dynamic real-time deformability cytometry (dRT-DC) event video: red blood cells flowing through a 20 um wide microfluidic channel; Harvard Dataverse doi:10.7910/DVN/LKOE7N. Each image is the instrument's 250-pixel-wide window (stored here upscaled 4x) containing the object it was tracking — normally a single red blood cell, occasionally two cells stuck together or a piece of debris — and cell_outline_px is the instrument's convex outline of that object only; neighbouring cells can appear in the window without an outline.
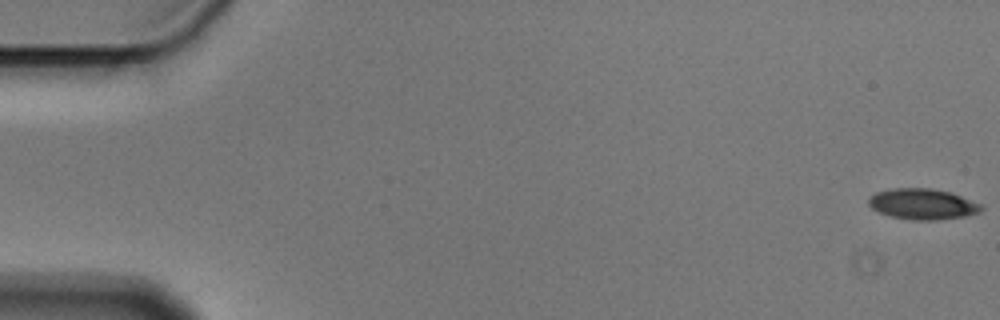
{"species": "Egyptian fruit bat (a non-hibernating species)", "species_latin": "Rousettus aegyptiacus", "temperature_condition": "cold", "stored_images_in_passage": 4, "camera_frame_rate_fps": 3000, "um_per_image_px": 0.085, "animal": {"sex": "male"}, "frame": {"image": 1, "passage_image": 1, "time_ms": 0.0, "image_size_px": [1000, 320], "cell_outline_px": [[984, 208], [980, 212], [964, 216], [936, 220], [912, 220], [892, 216], [880, 212], [872, 208], [868, 204], [868, 200], [876, 192], [892, 188], [932, 188], [952, 192], [984, 204]], "centroid_in_image_um": [78.48, 17.33], "position_along_channel_um": 6.5, "area_um2": 20.35}}